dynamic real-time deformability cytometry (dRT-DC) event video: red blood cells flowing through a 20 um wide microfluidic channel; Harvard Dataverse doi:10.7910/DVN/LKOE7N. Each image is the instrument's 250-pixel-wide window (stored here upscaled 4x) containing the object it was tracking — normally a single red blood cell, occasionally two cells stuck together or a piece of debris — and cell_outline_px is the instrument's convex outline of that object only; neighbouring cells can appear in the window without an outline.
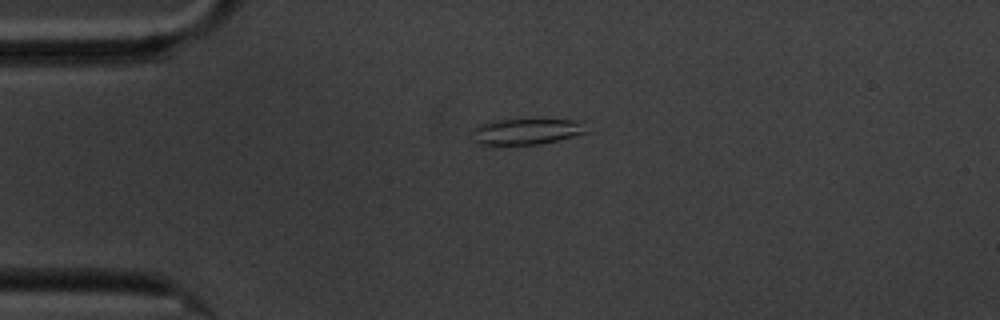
{"species": "common noctule bat (a hibernating species)", "species_latin": "Nyctalus noctula", "temperature_condition": "cold", "stored_images_in_passage": 46, "camera_frame_rate_fps": 3000, "um_per_image_px": 0.085, "animal": {"sex": "male", "body_mass_g": 20.1, "forearm_length_mm": 53.5}, "frame": {"image": 1, "passage_image": 1, "time_ms": 0.0, "image_size_px": [1000, 320], "cell_outline_px": [[588, 132], [540, 144], [488, 148], [476, 144], [472, 140], [472, 132], [480, 124], [492, 120], [572, 120], [580, 124]], "centroid_in_image_um": [44.53, 11.25], "position_along_channel_um": 40.5, "area_um2": 17.69}}
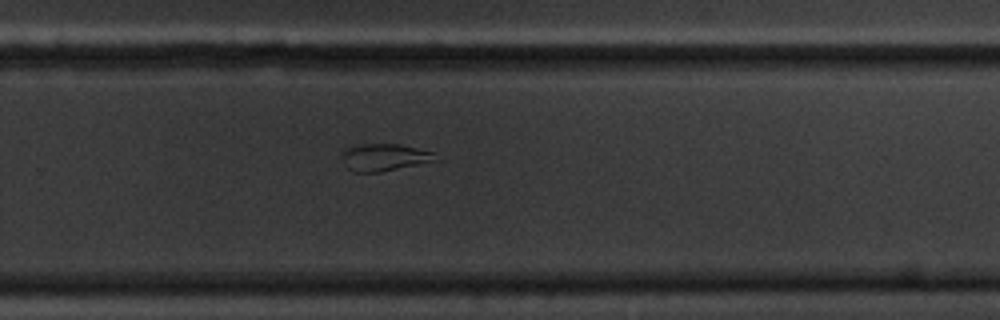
{"frame": {"image": 2, "passage_image": 26, "time_ms": 8.333, "image_size_px": [1000, 320], "cell_outline_px": [[444, 160], [380, 172], [356, 172], [348, 168], [340, 152], [344, 148], [352, 144], [400, 144], [432, 152]], "centroid_in_image_um": [32.72, 13.36], "position_along_channel_um": 297.1, "area_um2": 15.2}}
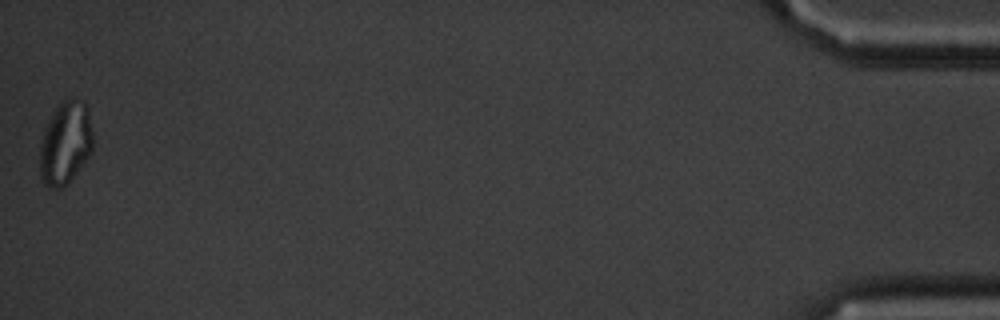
{"frame": {"image": 3, "passage_image": 46, "time_ms": 15.0, "image_size_px": [1000, 320], "cell_outline_px": [[92, 152], [68, 184], [60, 188], [48, 188], [44, 184], [40, 176], [40, 144], [44, 128], [48, 120], [56, 108], [64, 100], [76, 96], [84, 100], [88, 108], [92, 132]], "centroid_in_image_um": [5.56, 12.15], "position_along_channel_um": 429.6, "area_um2": 26.01}, "authors_computed_cell_mechanics": {"area_um2": 16.0684, "velocity_mm_per_s": 3.3936, "shape_relaxation_time_tau1_ms": null, "shape_relaxation_time_tau2_ms": 3.0348, "deformation_change_tau1": null, "deformation_change_tau2": 0.1068}}